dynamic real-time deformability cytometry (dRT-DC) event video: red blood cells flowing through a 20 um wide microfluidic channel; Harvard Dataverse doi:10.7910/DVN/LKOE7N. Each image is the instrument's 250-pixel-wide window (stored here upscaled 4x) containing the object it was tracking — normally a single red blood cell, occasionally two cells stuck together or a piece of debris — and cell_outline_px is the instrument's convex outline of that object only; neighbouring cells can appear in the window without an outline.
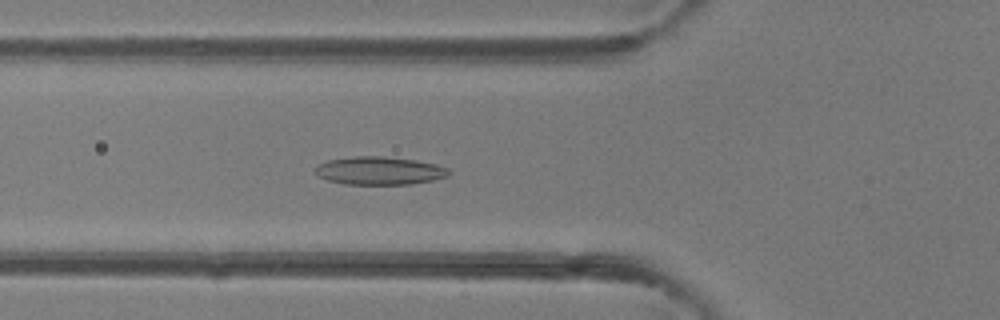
{"species": "common noctule bat (a hibernating species)", "species_latin": "Nyctalus noctula", "temperature_condition": "room temperature", "stored_images_in_passage": 47, "camera_frame_rate_fps": 3000, "um_per_image_px": 0.085, "animal": {"sex": "female"}, "frame": {"image": 1, "passage_image": 16, "time_ms": 5.0, "image_size_px": [1000, 320], "cell_outline_px": [[452, 172], [448, 176], [432, 180], [412, 184], [344, 184], [328, 180], [320, 176], [316, 172], [316, 164], [328, 160], [352, 156], [380, 156], [416, 160], [436, 164], [448, 168]], "centroid_in_image_um": [32.27, 14.5], "position_along_channel_um": 93.5, "area_um2": 21.85}}
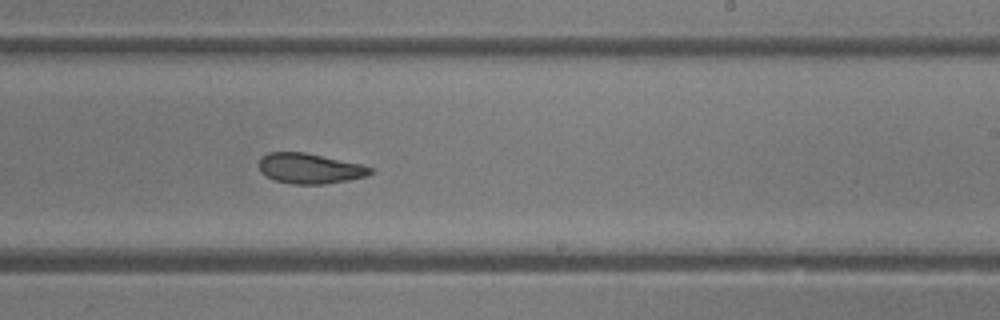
{"frame": {"image": 2, "passage_image": 28, "time_ms": 9.0, "image_size_px": [1000, 320], "cell_outline_px": [[372, 172], [368, 176], [348, 180], [324, 184], [292, 184], [272, 180], [260, 172], [260, 156], [268, 152], [304, 152], [364, 164], [372, 168]], "centroid_in_image_um": [26.33, 14.32], "position_along_channel_um": 262.7, "area_um2": 19.88}}
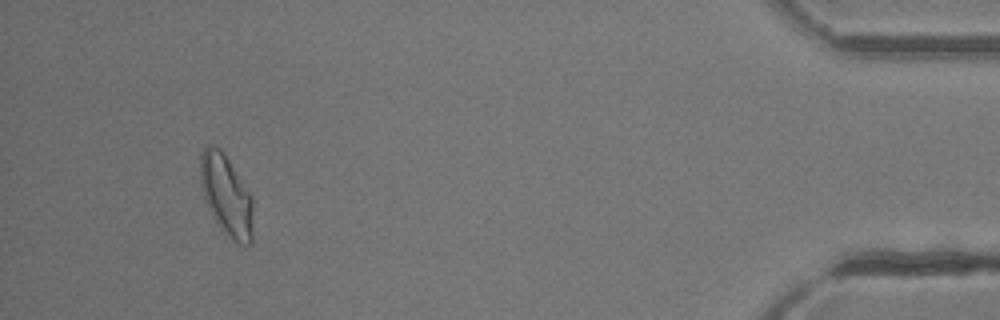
{"frame": {"image": 3, "passage_image": 44, "time_ms": 14.333, "image_size_px": [1000, 320], "cell_outline_px": [[252, 244], [240, 244], [232, 240], [216, 220], [204, 196], [200, 180], [200, 156], [204, 148], [208, 144], [212, 144], [220, 148], [252, 196]], "centroid_in_image_um": [19.24, 16.57], "position_along_channel_um": 416.0, "area_um2": 24.22}, "authors_computed_cell_mechanics": {"area_um2": 21.675, "velocity_mm_per_s": 4.2262, "shape_relaxation_time_tau1_ms": 4.7964, "shape_relaxation_time_tau2_ms": 2.8602, "deformation_change_tau1": 0.1374, "deformation_change_tau2": 0.1003}}